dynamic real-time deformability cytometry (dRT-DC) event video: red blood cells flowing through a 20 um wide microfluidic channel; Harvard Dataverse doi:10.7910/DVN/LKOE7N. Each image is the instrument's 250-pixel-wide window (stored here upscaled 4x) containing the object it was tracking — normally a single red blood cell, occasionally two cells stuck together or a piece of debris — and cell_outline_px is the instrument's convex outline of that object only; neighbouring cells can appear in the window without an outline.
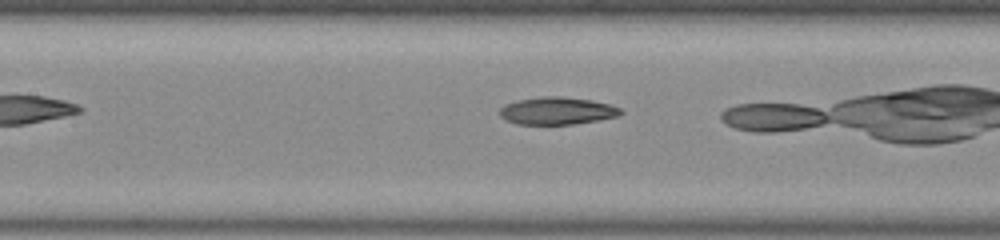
{"species": "common noctule bat (a hibernating species)", "species_latin": "Nyctalus noctula", "temperature_condition": "room temperature", "stored_images_in_passage": 17, "camera_frame_rate_fps": 3000, "um_per_image_px": 0.085, "animal": {"sex": "male", "body_mass_g": 20.0, "forearm_length_mm": 53.3}, "frame": {"image": 1, "passage_image": 8, "time_ms": 2.333, "image_size_px": [1000, 240], "cell_outline_px": [[624, 112], [620, 116], [600, 120], [572, 124], [516, 124], [504, 120], [500, 116], [500, 108], [504, 104], [516, 100], [544, 96], [560, 96], [592, 100], [608, 104], [620, 108]], "centroid_in_image_um": [47.34, 9.42], "position_along_channel_um": 160.1, "area_um2": 19.54}}